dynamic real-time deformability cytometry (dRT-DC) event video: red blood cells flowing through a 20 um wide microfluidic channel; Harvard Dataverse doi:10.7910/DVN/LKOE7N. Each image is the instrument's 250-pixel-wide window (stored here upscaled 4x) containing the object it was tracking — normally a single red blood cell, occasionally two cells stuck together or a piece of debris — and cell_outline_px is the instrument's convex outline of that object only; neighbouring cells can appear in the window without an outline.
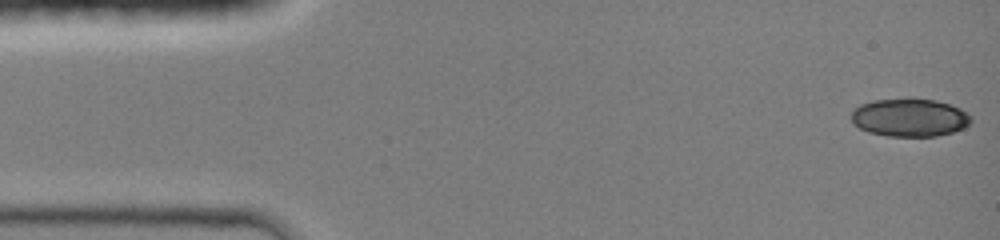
{"species": "common noctule bat (a hibernating species)", "species_latin": "Nyctalus noctula", "temperature_condition": "room temperature", "stored_images_in_passage": 45, "camera_frame_rate_fps": 3000, "um_per_image_px": 0.085, "animal": {"sex": "female", "body_mass_g": 19.0, "forearm_length_mm": 51.5}, "frame": {"image": 1, "passage_image": 1, "time_ms": 0.0, "image_size_px": [1000, 240], "cell_outline_px": [[972, 120], [964, 128], [952, 132], [936, 136], [888, 136], [868, 132], [852, 124], [852, 112], [860, 104], [872, 100], [908, 96], [912, 96], [936, 100], [960, 108], [972, 116]], "centroid_in_image_um": [77.31, 9.95], "position_along_channel_um": 7.7, "area_um2": 27.17}}
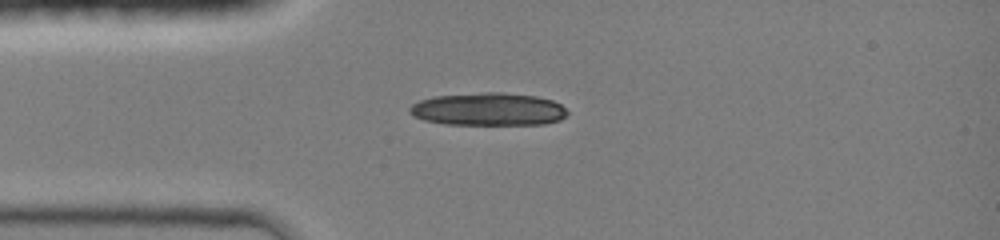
{"frame": {"image": 2, "passage_image": 11, "time_ms": 3.333, "image_size_px": [1000, 240], "cell_outline_px": [[568, 112], [560, 120], [544, 124], [444, 124], [424, 120], [408, 112], [408, 108], [412, 104], [420, 100], [432, 96], [484, 92], [500, 92], [536, 96], [552, 100], [560, 104]], "centroid_in_image_um": [41.48, 9.28], "position_along_channel_um": 43.5, "area_um2": 30.11}}